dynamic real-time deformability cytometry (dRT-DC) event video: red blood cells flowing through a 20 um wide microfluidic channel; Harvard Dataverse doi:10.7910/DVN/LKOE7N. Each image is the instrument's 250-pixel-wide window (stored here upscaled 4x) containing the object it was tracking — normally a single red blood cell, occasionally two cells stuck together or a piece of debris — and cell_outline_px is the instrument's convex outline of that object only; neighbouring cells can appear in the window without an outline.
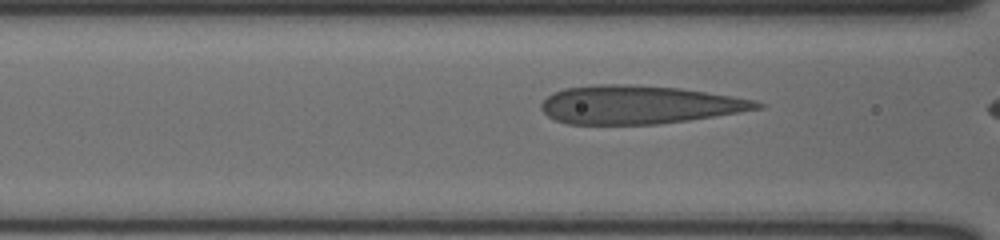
{"species": "human", "species_latin": "Homo sapiens", "temperature_condition": "cold", "stored_images_in_passage": 12, "camera_frame_rate_fps": 3000, "um_per_image_px": 0.085, "donor": {"sex": "male"}, "frame": {"image": 1, "passage_image": 10, "time_ms": 3.0, "image_size_px": [1000, 240], "cell_outline_px": [[764, 108], [740, 112], [688, 120], [656, 124], [568, 124], [556, 120], [548, 116], [540, 108], [540, 104], [552, 92], [564, 88], [600, 84], [624, 84], [680, 88], [732, 96], [756, 100], [764, 104]], "centroid_in_image_um": [54.3, 8.9], "position_along_channel_um": 112.3, "area_um2": 48.09}}